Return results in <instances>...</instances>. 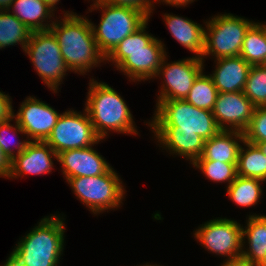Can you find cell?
<instances>
[{
	"label": "cell",
	"mask_w": 266,
	"mask_h": 266,
	"mask_svg": "<svg viewBox=\"0 0 266 266\" xmlns=\"http://www.w3.org/2000/svg\"><path fill=\"white\" fill-rule=\"evenodd\" d=\"M60 20H54L50 30L59 43L62 57L70 71L84 75L106 61L94 38L91 20L65 10Z\"/></svg>",
	"instance_id": "1"
},
{
	"label": "cell",
	"mask_w": 266,
	"mask_h": 266,
	"mask_svg": "<svg viewBox=\"0 0 266 266\" xmlns=\"http://www.w3.org/2000/svg\"><path fill=\"white\" fill-rule=\"evenodd\" d=\"M148 21L124 38L106 57V61L114 63L117 70L134 82L155 78L167 55L164 43L146 32Z\"/></svg>",
	"instance_id": "2"
},
{
	"label": "cell",
	"mask_w": 266,
	"mask_h": 266,
	"mask_svg": "<svg viewBox=\"0 0 266 266\" xmlns=\"http://www.w3.org/2000/svg\"><path fill=\"white\" fill-rule=\"evenodd\" d=\"M85 110L97 136L103 140L111 131L139 134L126 102L115 89L104 82L90 78Z\"/></svg>",
	"instance_id": "3"
},
{
	"label": "cell",
	"mask_w": 266,
	"mask_h": 266,
	"mask_svg": "<svg viewBox=\"0 0 266 266\" xmlns=\"http://www.w3.org/2000/svg\"><path fill=\"white\" fill-rule=\"evenodd\" d=\"M64 219L59 214L42 218L12 252L25 266H59L64 250Z\"/></svg>",
	"instance_id": "4"
},
{
	"label": "cell",
	"mask_w": 266,
	"mask_h": 266,
	"mask_svg": "<svg viewBox=\"0 0 266 266\" xmlns=\"http://www.w3.org/2000/svg\"><path fill=\"white\" fill-rule=\"evenodd\" d=\"M152 131H188L208 140L219 131L212 111L197 108L185 100H157Z\"/></svg>",
	"instance_id": "5"
},
{
	"label": "cell",
	"mask_w": 266,
	"mask_h": 266,
	"mask_svg": "<svg viewBox=\"0 0 266 266\" xmlns=\"http://www.w3.org/2000/svg\"><path fill=\"white\" fill-rule=\"evenodd\" d=\"M94 1L90 5V12L98 9L102 11V15L99 26L97 27L92 22L91 26L98 48L105 57L124 38L139 29L149 19L143 12L130 7L113 6L99 0Z\"/></svg>",
	"instance_id": "6"
},
{
	"label": "cell",
	"mask_w": 266,
	"mask_h": 266,
	"mask_svg": "<svg viewBox=\"0 0 266 266\" xmlns=\"http://www.w3.org/2000/svg\"><path fill=\"white\" fill-rule=\"evenodd\" d=\"M255 23L230 13L218 14L205 22V48L202 56H214L215 60L239 56L245 34Z\"/></svg>",
	"instance_id": "7"
},
{
	"label": "cell",
	"mask_w": 266,
	"mask_h": 266,
	"mask_svg": "<svg viewBox=\"0 0 266 266\" xmlns=\"http://www.w3.org/2000/svg\"><path fill=\"white\" fill-rule=\"evenodd\" d=\"M67 182L75 196L94 214L120 207L126 192L113 168L99 176L74 177Z\"/></svg>",
	"instance_id": "8"
},
{
	"label": "cell",
	"mask_w": 266,
	"mask_h": 266,
	"mask_svg": "<svg viewBox=\"0 0 266 266\" xmlns=\"http://www.w3.org/2000/svg\"><path fill=\"white\" fill-rule=\"evenodd\" d=\"M24 52L48 89L57 93L59 85L68 74L65 72L70 70L53 32L50 29L32 32Z\"/></svg>",
	"instance_id": "9"
},
{
	"label": "cell",
	"mask_w": 266,
	"mask_h": 266,
	"mask_svg": "<svg viewBox=\"0 0 266 266\" xmlns=\"http://www.w3.org/2000/svg\"><path fill=\"white\" fill-rule=\"evenodd\" d=\"M242 228L235 220L216 218L196 229L194 237L203 248L230 261L241 258L245 248Z\"/></svg>",
	"instance_id": "10"
},
{
	"label": "cell",
	"mask_w": 266,
	"mask_h": 266,
	"mask_svg": "<svg viewBox=\"0 0 266 266\" xmlns=\"http://www.w3.org/2000/svg\"><path fill=\"white\" fill-rule=\"evenodd\" d=\"M102 141L96 134L87 111L67 110L53 127L46 143L58 154L65 150L94 146Z\"/></svg>",
	"instance_id": "11"
},
{
	"label": "cell",
	"mask_w": 266,
	"mask_h": 266,
	"mask_svg": "<svg viewBox=\"0 0 266 266\" xmlns=\"http://www.w3.org/2000/svg\"><path fill=\"white\" fill-rule=\"evenodd\" d=\"M163 59L156 77H163V84L157 100H184L195 79L204 69V61L195 56L171 62Z\"/></svg>",
	"instance_id": "12"
},
{
	"label": "cell",
	"mask_w": 266,
	"mask_h": 266,
	"mask_svg": "<svg viewBox=\"0 0 266 266\" xmlns=\"http://www.w3.org/2000/svg\"><path fill=\"white\" fill-rule=\"evenodd\" d=\"M61 114L49 104L28 96L21 103L14 120L20 125L30 141H46Z\"/></svg>",
	"instance_id": "13"
},
{
	"label": "cell",
	"mask_w": 266,
	"mask_h": 266,
	"mask_svg": "<svg viewBox=\"0 0 266 266\" xmlns=\"http://www.w3.org/2000/svg\"><path fill=\"white\" fill-rule=\"evenodd\" d=\"M254 109L243 91L223 92L217 94L212 113L220 130L244 132Z\"/></svg>",
	"instance_id": "14"
},
{
	"label": "cell",
	"mask_w": 266,
	"mask_h": 266,
	"mask_svg": "<svg viewBox=\"0 0 266 266\" xmlns=\"http://www.w3.org/2000/svg\"><path fill=\"white\" fill-rule=\"evenodd\" d=\"M57 162L67 181L74 177H92L107 173L112 167L92 146L65 150L57 154Z\"/></svg>",
	"instance_id": "15"
},
{
	"label": "cell",
	"mask_w": 266,
	"mask_h": 266,
	"mask_svg": "<svg viewBox=\"0 0 266 266\" xmlns=\"http://www.w3.org/2000/svg\"><path fill=\"white\" fill-rule=\"evenodd\" d=\"M57 153L45 141H31L26 150L11 160L8 178L16 179L26 174L42 175L53 170V159Z\"/></svg>",
	"instance_id": "16"
},
{
	"label": "cell",
	"mask_w": 266,
	"mask_h": 266,
	"mask_svg": "<svg viewBox=\"0 0 266 266\" xmlns=\"http://www.w3.org/2000/svg\"><path fill=\"white\" fill-rule=\"evenodd\" d=\"M216 69L209 74L218 93L243 91L251 65L240 55L215 60Z\"/></svg>",
	"instance_id": "17"
},
{
	"label": "cell",
	"mask_w": 266,
	"mask_h": 266,
	"mask_svg": "<svg viewBox=\"0 0 266 266\" xmlns=\"http://www.w3.org/2000/svg\"><path fill=\"white\" fill-rule=\"evenodd\" d=\"M160 147L186 158L193 164L203 154L205 139L200 135L188 131H153Z\"/></svg>",
	"instance_id": "18"
},
{
	"label": "cell",
	"mask_w": 266,
	"mask_h": 266,
	"mask_svg": "<svg viewBox=\"0 0 266 266\" xmlns=\"http://www.w3.org/2000/svg\"><path fill=\"white\" fill-rule=\"evenodd\" d=\"M164 21L174 39L193 52L195 57L202 59L205 48V27L173 13L164 14Z\"/></svg>",
	"instance_id": "19"
},
{
	"label": "cell",
	"mask_w": 266,
	"mask_h": 266,
	"mask_svg": "<svg viewBox=\"0 0 266 266\" xmlns=\"http://www.w3.org/2000/svg\"><path fill=\"white\" fill-rule=\"evenodd\" d=\"M244 140L243 132L220 130L215 136L205 140L203 154L197 160L237 163L240 143Z\"/></svg>",
	"instance_id": "20"
},
{
	"label": "cell",
	"mask_w": 266,
	"mask_h": 266,
	"mask_svg": "<svg viewBox=\"0 0 266 266\" xmlns=\"http://www.w3.org/2000/svg\"><path fill=\"white\" fill-rule=\"evenodd\" d=\"M10 10L31 32L49 30L55 20L53 10L43 0H13Z\"/></svg>",
	"instance_id": "21"
},
{
	"label": "cell",
	"mask_w": 266,
	"mask_h": 266,
	"mask_svg": "<svg viewBox=\"0 0 266 266\" xmlns=\"http://www.w3.org/2000/svg\"><path fill=\"white\" fill-rule=\"evenodd\" d=\"M243 230V244L248 240L249 248L244 250L241 258L258 265L266 254V215L256 213L248 216Z\"/></svg>",
	"instance_id": "22"
},
{
	"label": "cell",
	"mask_w": 266,
	"mask_h": 266,
	"mask_svg": "<svg viewBox=\"0 0 266 266\" xmlns=\"http://www.w3.org/2000/svg\"><path fill=\"white\" fill-rule=\"evenodd\" d=\"M243 146L238 154L237 175L266 181V156L255 144L244 140Z\"/></svg>",
	"instance_id": "23"
},
{
	"label": "cell",
	"mask_w": 266,
	"mask_h": 266,
	"mask_svg": "<svg viewBox=\"0 0 266 266\" xmlns=\"http://www.w3.org/2000/svg\"><path fill=\"white\" fill-rule=\"evenodd\" d=\"M240 56L251 66L266 65V26L255 22L246 32Z\"/></svg>",
	"instance_id": "24"
},
{
	"label": "cell",
	"mask_w": 266,
	"mask_h": 266,
	"mask_svg": "<svg viewBox=\"0 0 266 266\" xmlns=\"http://www.w3.org/2000/svg\"><path fill=\"white\" fill-rule=\"evenodd\" d=\"M31 33L10 10L0 11V49L20 44L25 50Z\"/></svg>",
	"instance_id": "25"
},
{
	"label": "cell",
	"mask_w": 266,
	"mask_h": 266,
	"mask_svg": "<svg viewBox=\"0 0 266 266\" xmlns=\"http://www.w3.org/2000/svg\"><path fill=\"white\" fill-rule=\"evenodd\" d=\"M260 182L264 181L257 178L237 176L235 180L226 187V193L236 205L248 208L260 201L263 192Z\"/></svg>",
	"instance_id": "26"
},
{
	"label": "cell",
	"mask_w": 266,
	"mask_h": 266,
	"mask_svg": "<svg viewBox=\"0 0 266 266\" xmlns=\"http://www.w3.org/2000/svg\"><path fill=\"white\" fill-rule=\"evenodd\" d=\"M217 94L218 91L211 76L204 74L202 71L195 79L191 90L184 100L197 108L212 111Z\"/></svg>",
	"instance_id": "27"
},
{
	"label": "cell",
	"mask_w": 266,
	"mask_h": 266,
	"mask_svg": "<svg viewBox=\"0 0 266 266\" xmlns=\"http://www.w3.org/2000/svg\"><path fill=\"white\" fill-rule=\"evenodd\" d=\"M243 93L255 107H266V65L251 66Z\"/></svg>",
	"instance_id": "28"
},
{
	"label": "cell",
	"mask_w": 266,
	"mask_h": 266,
	"mask_svg": "<svg viewBox=\"0 0 266 266\" xmlns=\"http://www.w3.org/2000/svg\"><path fill=\"white\" fill-rule=\"evenodd\" d=\"M213 182L228 183L227 187L235 180L237 175V163H225L213 160H196L193 164Z\"/></svg>",
	"instance_id": "29"
},
{
	"label": "cell",
	"mask_w": 266,
	"mask_h": 266,
	"mask_svg": "<svg viewBox=\"0 0 266 266\" xmlns=\"http://www.w3.org/2000/svg\"><path fill=\"white\" fill-rule=\"evenodd\" d=\"M13 120L14 119L12 118L3 123H0V147L2 148V151L6 154V156H8L11 160L20 153H22L23 151H25L27 146L31 142L29 139L27 141L24 139L19 142L15 141L14 138L15 134L18 136V134L21 133L22 135L24 134L26 136V133L22 130V128L20 127V125L17 123L16 120H15L16 124L12 125L10 122ZM11 132L13 133L14 136L11 134ZM9 134H11L12 136L11 135L9 136ZM14 141L15 143L17 142L16 147L13 145L15 148L13 146L12 147L10 146V144L13 143ZM14 150H16L17 152H15Z\"/></svg>",
	"instance_id": "30"
},
{
	"label": "cell",
	"mask_w": 266,
	"mask_h": 266,
	"mask_svg": "<svg viewBox=\"0 0 266 266\" xmlns=\"http://www.w3.org/2000/svg\"><path fill=\"white\" fill-rule=\"evenodd\" d=\"M243 134L246 142L255 145L266 141V107H255L250 123Z\"/></svg>",
	"instance_id": "31"
},
{
	"label": "cell",
	"mask_w": 266,
	"mask_h": 266,
	"mask_svg": "<svg viewBox=\"0 0 266 266\" xmlns=\"http://www.w3.org/2000/svg\"><path fill=\"white\" fill-rule=\"evenodd\" d=\"M101 2L113 5V6H122V7H130L140 12H143L148 18L152 16L154 10V2L153 0H99ZM153 3V4H152Z\"/></svg>",
	"instance_id": "32"
},
{
	"label": "cell",
	"mask_w": 266,
	"mask_h": 266,
	"mask_svg": "<svg viewBox=\"0 0 266 266\" xmlns=\"http://www.w3.org/2000/svg\"><path fill=\"white\" fill-rule=\"evenodd\" d=\"M0 91V123L13 118L14 109L12 106V100L8 94Z\"/></svg>",
	"instance_id": "33"
},
{
	"label": "cell",
	"mask_w": 266,
	"mask_h": 266,
	"mask_svg": "<svg viewBox=\"0 0 266 266\" xmlns=\"http://www.w3.org/2000/svg\"><path fill=\"white\" fill-rule=\"evenodd\" d=\"M11 171V159L6 156L0 147V177H5L8 179L9 173Z\"/></svg>",
	"instance_id": "34"
},
{
	"label": "cell",
	"mask_w": 266,
	"mask_h": 266,
	"mask_svg": "<svg viewBox=\"0 0 266 266\" xmlns=\"http://www.w3.org/2000/svg\"><path fill=\"white\" fill-rule=\"evenodd\" d=\"M155 2L157 1V3L158 2H160V4H161V2H163V4L165 3L166 5L168 4L169 6L171 5H173V7L174 6H178V7H182V6H186V5H188V4H190V3H192V2H194L195 0H154Z\"/></svg>",
	"instance_id": "35"
},
{
	"label": "cell",
	"mask_w": 266,
	"mask_h": 266,
	"mask_svg": "<svg viewBox=\"0 0 266 266\" xmlns=\"http://www.w3.org/2000/svg\"><path fill=\"white\" fill-rule=\"evenodd\" d=\"M221 266H256L253 265L249 262H247L246 260L239 258V259H235V260H230V261H224Z\"/></svg>",
	"instance_id": "36"
},
{
	"label": "cell",
	"mask_w": 266,
	"mask_h": 266,
	"mask_svg": "<svg viewBox=\"0 0 266 266\" xmlns=\"http://www.w3.org/2000/svg\"><path fill=\"white\" fill-rule=\"evenodd\" d=\"M2 266H25L13 252L10 253L8 259Z\"/></svg>",
	"instance_id": "37"
},
{
	"label": "cell",
	"mask_w": 266,
	"mask_h": 266,
	"mask_svg": "<svg viewBox=\"0 0 266 266\" xmlns=\"http://www.w3.org/2000/svg\"><path fill=\"white\" fill-rule=\"evenodd\" d=\"M13 0H0V11L10 10Z\"/></svg>",
	"instance_id": "38"
},
{
	"label": "cell",
	"mask_w": 266,
	"mask_h": 266,
	"mask_svg": "<svg viewBox=\"0 0 266 266\" xmlns=\"http://www.w3.org/2000/svg\"><path fill=\"white\" fill-rule=\"evenodd\" d=\"M50 8L51 10H55L56 5L60 0H43Z\"/></svg>",
	"instance_id": "39"
},
{
	"label": "cell",
	"mask_w": 266,
	"mask_h": 266,
	"mask_svg": "<svg viewBox=\"0 0 266 266\" xmlns=\"http://www.w3.org/2000/svg\"><path fill=\"white\" fill-rule=\"evenodd\" d=\"M256 145L260 148V150L266 156V141L257 143Z\"/></svg>",
	"instance_id": "40"
},
{
	"label": "cell",
	"mask_w": 266,
	"mask_h": 266,
	"mask_svg": "<svg viewBox=\"0 0 266 266\" xmlns=\"http://www.w3.org/2000/svg\"><path fill=\"white\" fill-rule=\"evenodd\" d=\"M257 266H266V254L264 258L262 259V261Z\"/></svg>",
	"instance_id": "41"
},
{
	"label": "cell",
	"mask_w": 266,
	"mask_h": 266,
	"mask_svg": "<svg viewBox=\"0 0 266 266\" xmlns=\"http://www.w3.org/2000/svg\"><path fill=\"white\" fill-rule=\"evenodd\" d=\"M141 266H160V265H157V264H154V265H150V264H148V263H146L145 265H141Z\"/></svg>",
	"instance_id": "42"
}]
</instances>
